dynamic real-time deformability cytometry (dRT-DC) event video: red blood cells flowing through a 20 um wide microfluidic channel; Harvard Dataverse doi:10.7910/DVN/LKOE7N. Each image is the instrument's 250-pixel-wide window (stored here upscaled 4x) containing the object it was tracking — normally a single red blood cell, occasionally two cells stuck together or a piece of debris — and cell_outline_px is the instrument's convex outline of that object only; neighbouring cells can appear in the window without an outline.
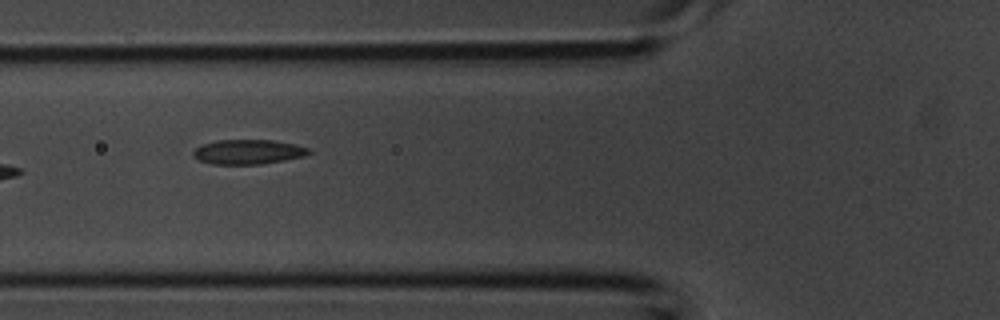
{"species": "common noctule bat (a hibernating species)", "species_latin": "Nyctalus noctula", "temperature_condition": "room temperature", "stored_images_in_passage": 2, "camera_frame_rate_fps": 3000, "um_per_image_px": 0.085, "animal": {"sex": "male", "body_mass_g": 20.1, "forearm_length_mm": 53.5}, "frame": {"image": 1, "passage_image": 2, "time_ms": 0.333, "image_size_px": [1000, 320], "cell_outline_px": [[312, 152], [304, 156], [284, 160], [260, 164], [212, 164], [200, 160], [192, 152], [200, 144], [216, 140], [272, 140], [292, 144], [308, 148]], "centroid_in_image_um": [21.07, 12.9], "position_along_channel_um": 104.7, "area_um2": 16.42}}